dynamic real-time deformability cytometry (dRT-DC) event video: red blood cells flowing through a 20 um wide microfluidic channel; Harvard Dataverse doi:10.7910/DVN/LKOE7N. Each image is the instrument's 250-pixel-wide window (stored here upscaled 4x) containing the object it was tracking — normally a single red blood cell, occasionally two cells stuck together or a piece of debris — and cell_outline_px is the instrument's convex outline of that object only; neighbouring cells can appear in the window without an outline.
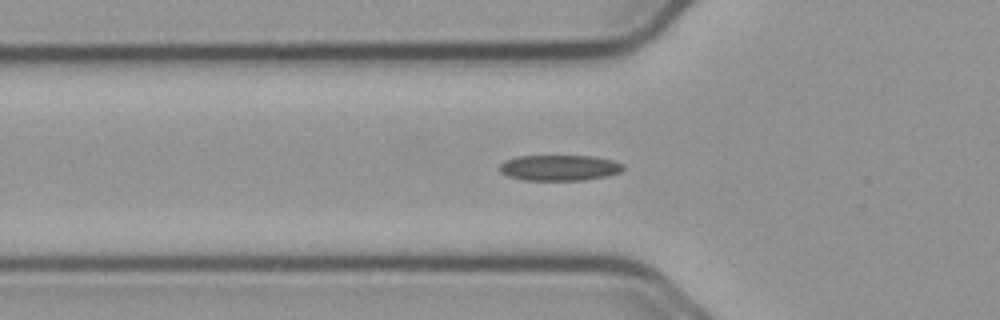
{"species": "common noctule bat (a hibernating species)", "species_latin": "Nyctalus noctula", "temperature_condition": "cold", "stored_images_in_passage": 39, "camera_frame_rate_fps": 3000, "um_per_image_px": 0.085, "animal": {"sex": "male", "body_mass_g": 23.1, "forearm_length_mm": 52.7}, "frame": {"image": 1, "passage_image": 2, "time_ms": 0.333, "image_size_px": [1000, 320], "cell_outline_px": [[624, 168], [620, 172], [608, 176], [584, 180], [524, 180], [508, 176], [500, 172], [500, 164], [504, 160], [516, 156], [596, 156], [612, 160], [624, 164]], "centroid_in_image_um": [47.56, 14.26], "position_along_channel_um": 78.2, "area_um2": 18.67}}
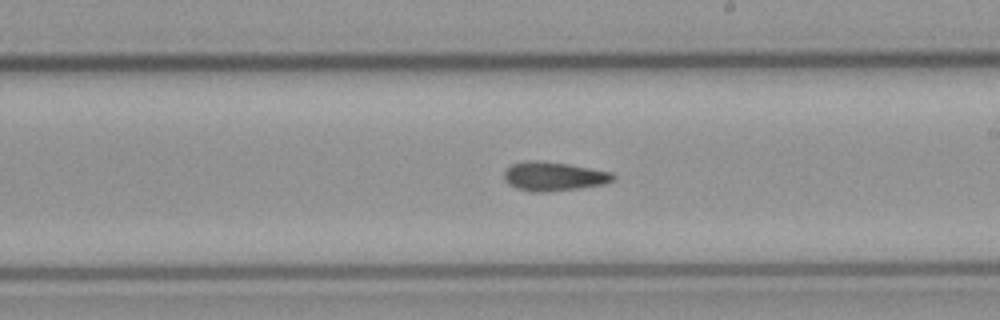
{"frame": {"image": 2, "passage_image": 15, "time_ms": 4.667, "image_size_px": [1000, 320], "cell_outline_px": [[616, 176], [612, 180], [604, 184], [580, 188], [548, 192], [532, 192], [516, 188], [508, 184], [504, 180], [504, 172], [512, 164], [528, 160], [536, 160], [568, 164], [612, 172]], "centroid_in_image_um": [47.05, 15.0], "position_along_channel_um": 242.0, "area_um2": 18.44}}
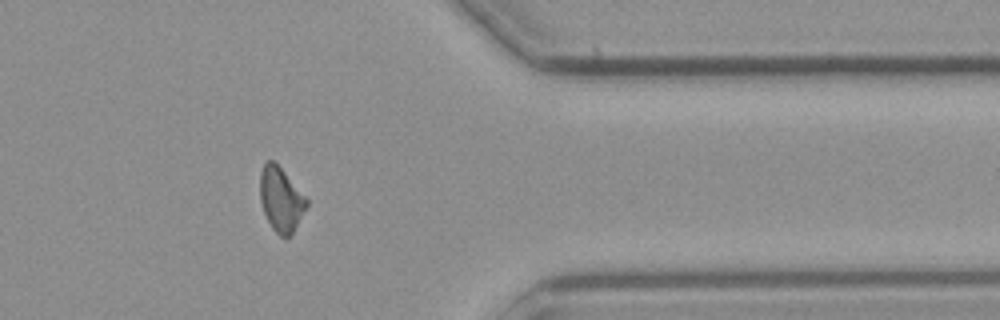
{"frame": {"image": 3, "passage_image": 28, "time_ms": 9.0, "image_size_px": [1000, 320], "cell_outline_px": [[308, 204], [292, 232], [288, 236], [280, 236], [272, 228], [264, 212], [260, 200], [260, 172], [264, 164], [268, 160], [272, 160], [284, 172], [308, 200]], "centroid_in_image_um": [23.85, 16.94], "position_along_channel_um": 387.5, "area_um2": 16.88}, "authors_computed_cell_mechanics": {"area_um2": 17.8024, "velocity_mm_per_s": 3.7449, "shape_relaxation_time_tau1_ms": 10.1747, "shape_relaxation_time_tau2_ms": 5.3233, "deformation_change_tau1": 0.1808, "deformation_change_tau2": 0.1287}}